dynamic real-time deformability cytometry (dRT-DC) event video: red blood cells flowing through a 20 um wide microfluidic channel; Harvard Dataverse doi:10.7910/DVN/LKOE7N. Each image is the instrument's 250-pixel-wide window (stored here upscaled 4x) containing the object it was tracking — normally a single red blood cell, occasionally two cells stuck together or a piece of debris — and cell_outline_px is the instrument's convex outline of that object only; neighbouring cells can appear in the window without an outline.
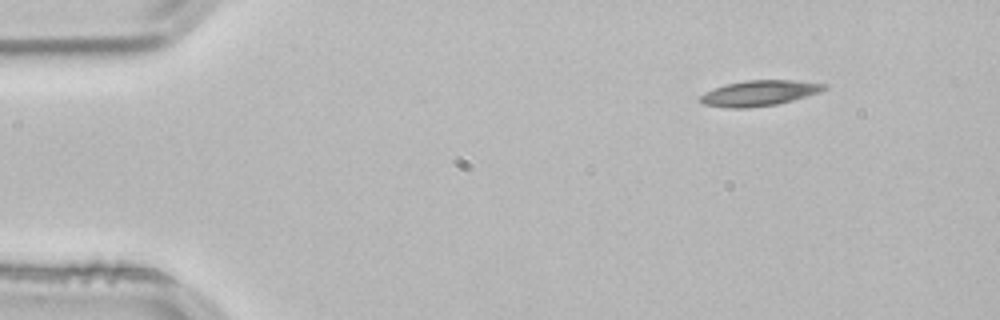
{"species": "common noctule bat (a hibernating species)", "species_latin": "Nyctalus noctula", "temperature_condition": "room temperature", "stored_images_in_passage": 8, "camera_frame_rate_fps": 3000, "um_per_image_px": 0.085, "animal": {"sex": "male", "body_mass_g": 21.5, "forearm_length_mm": 52.0}, "frame": {"image": 1, "passage_image": 1, "time_ms": 0.0, "image_size_px": [1000, 320], "cell_outline_px": [[828, 88], [820, 92], [792, 100], [776, 104], [748, 108], [728, 108], [704, 104], [700, 100], [700, 96], [704, 92], [724, 84], [744, 80], [792, 80], [828, 84]], "centroid_in_image_um": [64.54, 7.9], "position_along_channel_um": 20.5, "area_um2": 18.44}}